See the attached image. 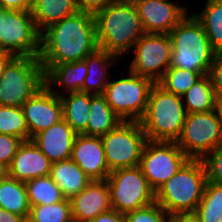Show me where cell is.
<instances>
[{
  "mask_svg": "<svg viewBox=\"0 0 222 222\" xmlns=\"http://www.w3.org/2000/svg\"><path fill=\"white\" fill-rule=\"evenodd\" d=\"M195 212L202 222H218L222 216V184L206 181L202 199Z\"/></svg>",
  "mask_w": 222,
  "mask_h": 222,
  "instance_id": "f546056e",
  "label": "cell"
},
{
  "mask_svg": "<svg viewBox=\"0 0 222 222\" xmlns=\"http://www.w3.org/2000/svg\"><path fill=\"white\" fill-rule=\"evenodd\" d=\"M186 116L182 97L155 83L149 93L146 111L139 122L148 140L176 142L182 133Z\"/></svg>",
  "mask_w": 222,
  "mask_h": 222,
  "instance_id": "277c9868",
  "label": "cell"
},
{
  "mask_svg": "<svg viewBox=\"0 0 222 222\" xmlns=\"http://www.w3.org/2000/svg\"><path fill=\"white\" fill-rule=\"evenodd\" d=\"M123 120L112 110L103 94H90L88 136L101 137L116 128Z\"/></svg>",
  "mask_w": 222,
  "mask_h": 222,
  "instance_id": "cb8c5ba5",
  "label": "cell"
},
{
  "mask_svg": "<svg viewBox=\"0 0 222 222\" xmlns=\"http://www.w3.org/2000/svg\"><path fill=\"white\" fill-rule=\"evenodd\" d=\"M84 60L87 64V76L82 87V92L93 95L104 94L106 85L111 79V76L109 77V67L115 63H119L120 59L98 48Z\"/></svg>",
  "mask_w": 222,
  "mask_h": 222,
  "instance_id": "44dd1931",
  "label": "cell"
},
{
  "mask_svg": "<svg viewBox=\"0 0 222 222\" xmlns=\"http://www.w3.org/2000/svg\"><path fill=\"white\" fill-rule=\"evenodd\" d=\"M23 216L0 208V222H21Z\"/></svg>",
  "mask_w": 222,
  "mask_h": 222,
  "instance_id": "b9f144b4",
  "label": "cell"
},
{
  "mask_svg": "<svg viewBox=\"0 0 222 222\" xmlns=\"http://www.w3.org/2000/svg\"><path fill=\"white\" fill-rule=\"evenodd\" d=\"M29 129L30 139L63 119L60 96L46 85L40 88L21 107Z\"/></svg>",
  "mask_w": 222,
  "mask_h": 222,
  "instance_id": "5bb4252c",
  "label": "cell"
},
{
  "mask_svg": "<svg viewBox=\"0 0 222 222\" xmlns=\"http://www.w3.org/2000/svg\"><path fill=\"white\" fill-rule=\"evenodd\" d=\"M113 0H76L77 8L80 12H87L95 15L103 10Z\"/></svg>",
  "mask_w": 222,
  "mask_h": 222,
  "instance_id": "74e56055",
  "label": "cell"
},
{
  "mask_svg": "<svg viewBox=\"0 0 222 222\" xmlns=\"http://www.w3.org/2000/svg\"><path fill=\"white\" fill-rule=\"evenodd\" d=\"M91 222H126L125 215L114 209L97 215Z\"/></svg>",
  "mask_w": 222,
  "mask_h": 222,
  "instance_id": "ab89813d",
  "label": "cell"
},
{
  "mask_svg": "<svg viewBox=\"0 0 222 222\" xmlns=\"http://www.w3.org/2000/svg\"><path fill=\"white\" fill-rule=\"evenodd\" d=\"M172 42L169 34L144 33L134 44L128 67L134 74L158 83L171 63Z\"/></svg>",
  "mask_w": 222,
  "mask_h": 222,
  "instance_id": "7c38bea8",
  "label": "cell"
},
{
  "mask_svg": "<svg viewBox=\"0 0 222 222\" xmlns=\"http://www.w3.org/2000/svg\"><path fill=\"white\" fill-rule=\"evenodd\" d=\"M111 198V208L127 213L155 202V191L150 187L140 166L119 168L106 179Z\"/></svg>",
  "mask_w": 222,
  "mask_h": 222,
  "instance_id": "ba28073f",
  "label": "cell"
},
{
  "mask_svg": "<svg viewBox=\"0 0 222 222\" xmlns=\"http://www.w3.org/2000/svg\"><path fill=\"white\" fill-rule=\"evenodd\" d=\"M77 133L62 119L46 130L36 134L32 140L52 162L71 158Z\"/></svg>",
  "mask_w": 222,
  "mask_h": 222,
  "instance_id": "d6986e66",
  "label": "cell"
},
{
  "mask_svg": "<svg viewBox=\"0 0 222 222\" xmlns=\"http://www.w3.org/2000/svg\"><path fill=\"white\" fill-rule=\"evenodd\" d=\"M52 162L42 153L32 139L19 146L8 167V176L26 182L50 175Z\"/></svg>",
  "mask_w": 222,
  "mask_h": 222,
  "instance_id": "ac0fdd59",
  "label": "cell"
},
{
  "mask_svg": "<svg viewBox=\"0 0 222 222\" xmlns=\"http://www.w3.org/2000/svg\"><path fill=\"white\" fill-rule=\"evenodd\" d=\"M22 142L17 136L0 134V163L8 168Z\"/></svg>",
  "mask_w": 222,
  "mask_h": 222,
  "instance_id": "d590c367",
  "label": "cell"
},
{
  "mask_svg": "<svg viewBox=\"0 0 222 222\" xmlns=\"http://www.w3.org/2000/svg\"><path fill=\"white\" fill-rule=\"evenodd\" d=\"M63 119L77 133L87 135L89 122L90 93L74 92L60 96Z\"/></svg>",
  "mask_w": 222,
  "mask_h": 222,
  "instance_id": "d4e9b609",
  "label": "cell"
},
{
  "mask_svg": "<svg viewBox=\"0 0 222 222\" xmlns=\"http://www.w3.org/2000/svg\"><path fill=\"white\" fill-rule=\"evenodd\" d=\"M0 4L8 10L32 11L34 0H0Z\"/></svg>",
  "mask_w": 222,
  "mask_h": 222,
  "instance_id": "f35d334b",
  "label": "cell"
},
{
  "mask_svg": "<svg viewBox=\"0 0 222 222\" xmlns=\"http://www.w3.org/2000/svg\"><path fill=\"white\" fill-rule=\"evenodd\" d=\"M29 216L34 222H74L67 198L55 204L31 206Z\"/></svg>",
  "mask_w": 222,
  "mask_h": 222,
  "instance_id": "1f68e13d",
  "label": "cell"
},
{
  "mask_svg": "<svg viewBox=\"0 0 222 222\" xmlns=\"http://www.w3.org/2000/svg\"><path fill=\"white\" fill-rule=\"evenodd\" d=\"M21 222H34L30 216L23 217Z\"/></svg>",
  "mask_w": 222,
  "mask_h": 222,
  "instance_id": "7dc6e473",
  "label": "cell"
},
{
  "mask_svg": "<svg viewBox=\"0 0 222 222\" xmlns=\"http://www.w3.org/2000/svg\"><path fill=\"white\" fill-rule=\"evenodd\" d=\"M15 56L9 52L0 51V77L7 66V64L14 58Z\"/></svg>",
  "mask_w": 222,
  "mask_h": 222,
  "instance_id": "7bdbcfd3",
  "label": "cell"
},
{
  "mask_svg": "<svg viewBox=\"0 0 222 222\" xmlns=\"http://www.w3.org/2000/svg\"><path fill=\"white\" fill-rule=\"evenodd\" d=\"M218 222H222V216L219 218Z\"/></svg>",
  "mask_w": 222,
  "mask_h": 222,
  "instance_id": "c3c4849f",
  "label": "cell"
},
{
  "mask_svg": "<svg viewBox=\"0 0 222 222\" xmlns=\"http://www.w3.org/2000/svg\"><path fill=\"white\" fill-rule=\"evenodd\" d=\"M217 99L222 98V54H217L209 74Z\"/></svg>",
  "mask_w": 222,
  "mask_h": 222,
  "instance_id": "8d00e7d4",
  "label": "cell"
},
{
  "mask_svg": "<svg viewBox=\"0 0 222 222\" xmlns=\"http://www.w3.org/2000/svg\"><path fill=\"white\" fill-rule=\"evenodd\" d=\"M169 222H202L199 215L195 212H180L169 215Z\"/></svg>",
  "mask_w": 222,
  "mask_h": 222,
  "instance_id": "60d3db41",
  "label": "cell"
},
{
  "mask_svg": "<svg viewBox=\"0 0 222 222\" xmlns=\"http://www.w3.org/2000/svg\"><path fill=\"white\" fill-rule=\"evenodd\" d=\"M8 11V9L4 8L1 4H0V27H1V21H3L4 15L5 13Z\"/></svg>",
  "mask_w": 222,
  "mask_h": 222,
  "instance_id": "bcb514c9",
  "label": "cell"
},
{
  "mask_svg": "<svg viewBox=\"0 0 222 222\" xmlns=\"http://www.w3.org/2000/svg\"><path fill=\"white\" fill-rule=\"evenodd\" d=\"M97 49L94 15L78 11L41 32L39 60L55 66L84 60Z\"/></svg>",
  "mask_w": 222,
  "mask_h": 222,
  "instance_id": "6da1fadb",
  "label": "cell"
},
{
  "mask_svg": "<svg viewBox=\"0 0 222 222\" xmlns=\"http://www.w3.org/2000/svg\"><path fill=\"white\" fill-rule=\"evenodd\" d=\"M8 175V168L0 163V180L4 179Z\"/></svg>",
  "mask_w": 222,
  "mask_h": 222,
  "instance_id": "f6af8a7d",
  "label": "cell"
},
{
  "mask_svg": "<svg viewBox=\"0 0 222 222\" xmlns=\"http://www.w3.org/2000/svg\"><path fill=\"white\" fill-rule=\"evenodd\" d=\"M173 68L209 74L217 53L211 46L201 23L191 13L188 14L169 33Z\"/></svg>",
  "mask_w": 222,
  "mask_h": 222,
  "instance_id": "3957f363",
  "label": "cell"
},
{
  "mask_svg": "<svg viewBox=\"0 0 222 222\" xmlns=\"http://www.w3.org/2000/svg\"><path fill=\"white\" fill-rule=\"evenodd\" d=\"M42 68L44 70L45 85L56 95L61 96L65 93L82 92V87L87 76V64L85 60L67 62L55 66H42ZM54 87L62 89L63 93L59 89L55 90Z\"/></svg>",
  "mask_w": 222,
  "mask_h": 222,
  "instance_id": "ffe728a7",
  "label": "cell"
},
{
  "mask_svg": "<svg viewBox=\"0 0 222 222\" xmlns=\"http://www.w3.org/2000/svg\"><path fill=\"white\" fill-rule=\"evenodd\" d=\"M145 33L170 31L187 15L188 9L171 0H132Z\"/></svg>",
  "mask_w": 222,
  "mask_h": 222,
  "instance_id": "9a60e30c",
  "label": "cell"
},
{
  "mask_svg": "<svg viewBox=\"0 0 222 222\" xmlns=\"http://www.w3.org/2000/svg\"><path fill=\"white\" fill-rule=\"evenodd\" d=\"M44 85L39 58L14 57L0 77V105L22 107Z\"/></svg>",
  "mask_w": 222,
  "mask_h": 222,
  "instance_id": "8992f818",
  "label": "cell"
},
{
  "mask_svg": "<svg viewBox=\"0 0 222 222\" xmlns=\"http://www.w3.org/2000/svg\"><path fill=\"white\" fill-rule=\"evenodd\" d=\"M192 14L204 28L214 51L222 54V0H206L203 9Z\"/></svg>",
  "mask_w": 222,
  "mask_h": 222,
  "instance_id": "83f0119b",
  "label": "cell"
},
{
  "mask_svg": "<svg viewBox=\"0 0 222 222\" xmlns=\"http://www.w3.org/2000/svg\"><path fill=\"white\" fill-rule=\"evenodd\" d=\"M24 183L30 206L55 204L65 199L61 189L50 175L34 178Z\"/></svg>",
  "mask_w": 222,
  "mask_h": 222,
  "instance_id": "f1b7e54d",
  "label": "cell"
},
{
  "mask_svg": "<svg viewBox=\"0 0 222 222\" xmlns=\"http://www.w3.org/2000/svg\"><path fill=\"white\" fill-rule=\"evenodd\" d=\"M189 159H202L222 144V125L216 109L187 113L182 133L176 141Z\"/></svg>",
  "mask_w": 222,
  "mask_h": 222,
  "instance_id": "30bf717a",
  "label": "cell"
},
{
  "mask_svg": "<svg viewBox=\"0 0 222 222\" xmlns=\"http://www.w3.org/2000/svg\"><path fill=\"white\" fill-rule=\"evenodd\" d=\"M188 160L176 142L148 140L139 166L150 187L156 192Z\"/></svg>",
  "mask_w": 222,
  "mask_h": 222,
  "instance_id": "4fadbf2b",
  "label": "cell"
},
{
  "mask_svg": "<svg viewBox=\"0 0 222 222\" xmlns=\"http://www.w3.org/2000/svg\"><path fill=\"white\" fill-rule=\"evenodd\" d=\"M0 134L30 140L29 129L21 107L0 105Z\"/></svg>",
  "mask_w": 222,
  "mask_h": 222,
  "instance_id": "4dcf8cb0",
  "label": "cell"
},
{
  "mask_svg": "<svg viewBox=\"0 0 222 222\" xmlns=\"http://www.w3.org/2000/svg\"><path fill=\"white\" fill-rule=\"evenodd\" d=\"M124 215L126 222H169V214L157 202Z\"/></svg>",
  "mask_w": 222,
  "mask_h": 222,
  "instance_id": "836d02e7",
  "label": "cell"
},
{
  "mask_svg": "<svg viewBox=\"0 0 222 222\" xmlns=\"http://www.w3.org/2000/svg\"><path fill=\"white\" fill-rule=\"evenodd\" d=\"M216 111L219 116L220 123L222 125V98L216 100Z\"/></svg>",
  "mask_w": 222,
  "mask_h": 222,
  "instance_id": "ee69618b",
  "label": "cell"
},
{
  "mask_svg": "<svg viewBox=\"0 0 222 222\" xmlns=\"http://www.w3.org/2000/svg\"><path fill=\"white\" fill-rule=\"evenodd\" d=\"M91 180H106L110 174L101 137L77 134L70 158Z\"/></svg>",
  "mask_w": 222,
  "mask_h": 222,
  "instance_id": "2e32d148",
  "label": "cell"
},
{
  "mask_svg": "<svg viewBox=\"0 0 222 222\" xmlns=\"http://www.w3.org/2000/svg\"><path fill=\"white\" fill-rule=\"evenodd\" d=\"M50 177L67 199L79 194L92 181L71 159L52 163Z\"/></svg>",
  "mask_w": 222,
  "mask_h": 222,
  "instance_id": "7402d4cb",
  "label": "cell"
},
{
  "mask_svg": "<svg viewBox=\"0 0 222 222\" xmlns=\"http://www.w3.org/2000/svg\"><path fill=\"white\" fill-rule=\"evenodd\" d=\"M201 161L205 168L206 180L222 184V144L206 154Z\"/></svg>",
  "mask_w": 222,
  "mask_h": 222,
  "instance_id": "e575fe53",
  "label": "cell"
},
{
  "mask_svg": "<svg viewBox=\"0 0 222 222\" xmlns=\"http://www.w3.org/2000/svg\"><path fill=\"white\" fill-rule=\"evenodd\" d=\"M98 48L120 60L145 33L132 0H113L94 15ZM127 53V54H126Z\"/></svg>",
  "mask_w": 222,
  "mask_h": 222,
  "instance_id": "7a4b0ae2",
  "label": "cell"
},
{
  "mask_svg": "<svg viewBox=\"0 0 222 222\" xmlns=\"http://www.w3.org/2000/svg\"><path fill=\"white\" fill-rule=\"evenodd\" d=\"M206 173L201 159H189L168 181L155 192V202L169 215L196 211L206 184Z\"/></svg>",
  "mask_w": 222,
  "mask_h": 222,
  "instance_id": "5b68a950",
  "label": "cell"
},
{
  "mask_svg": "<svg viewBox=\"0 0 222 222\" xmlns=\"http://www.w3.org/2000/svg\"><path fill=\"white\" fill-rule=\"evenodd\" d=\"M40 36L31 11L8 10L1 21L0 48L15 57L39 58Z\"/></svg>",
  "mask_w": 222,
  "mask_h": 222,
  "instance_id": "8fae6325",
  "label": "cell"
},
{
  "mask_svg": "<svg viewBox=\"0 0 222 222\" xmlns=\"http://www.w3.org/2000/svg\"><path fill=\"white\" fill-rule=\"evenodd\" d=\"M128 71L125 77L110 80L103 95L123 121L139 122L146 111L149 93L155 83L149 78Z\"/></svg>",
  "mask_w": 222,
  "mask_h": 222,
  "instance_id": "52a82bcc",
  "label": "cell"
},
{
  "mask_svg": "<svg viewBox=\"0 0 222 222\" xmlns=\"http://www.w3.org/2000/svg\"><path fill=\"white\" fill-rule=\"evenodd\" d=\"M202 75L199 72L169 67L158 82L166 91L182 96Z\"/></svg>",
  "mask_w": 222,
  "mask_h": 222,
  "instance_id": "d6a6232c",
  "label": "cell"
},
{
  "mask_svg": "<svg viewBox=\"0 0 222 222\" xmlns=\"http://www.w3.org/2000/svg\"><path fill=\"white\" fill-rule=\"evenodd\" d=\"M0 208L26 217L30 213V203L25 183L6 176L0 180Z\"/></svg>",
  "mask_w": 222,
  "mask_h": 222,
  "instance_id": "484cf974",
  "label": "cell"
},
{
  "mask_svg": "<svg viewBox=\"0 0 222 222\" xmlns=\"http://www.w3.org/2000/svg\"><path fill=\"white\" fill-rule=\"evenodd\" d=\"M101 140L110 171L138 166L148 141L137 121H122L116 128L101 136Z\"/></svg>",
  "mask_w": 222,
  "mask_h": 222,
  "instance_id": "9c48e42d",
  "label": "cell"
},
{
  "mask_svg": "<svg viewBox=\"0 0 222 222\" xmlns=\"http://www.w3.org/2000/svg\"><path fill=\"white\" fill-rule=\"evenodd\" d=\"M76 0H34L32 15L41 33L51 26L78 12Z\"/></svg>",
  "mask_w": 222,
  "mask_h": 222,
  "instance_id": "603a6c76",
  "label": "cell"
},
{
  "mask_svg": "<svg viewBox=\"0 0 222 222\" xmlns=\"http://www.w3.org/2000/svg\"><path fill=\"white\" fill-rule=\"evenodd\" d=\"M181 97L187 113L207 112L216 108L217 98L208 74L196 80Z\"/></svg>",
  "mask_w": 222,
  "mask_h": 222,
  "instance_id": "4316f807",
  "label": "cell"
},
{
  "mask_svg": "<svg viewBox=\"0 0 222 222\" xmlns=\"http://www.w3.org/2000/svg\"><path fill=\"white\" fill-rule=\"evenodd\" d=\"M74 222H91L100 213L111 209L110 190L106 180H92L70 199Z\"/></svg>",
  "mask_w": 222,
  "mask_h": 222,
  "instance_id": "e0dca14e",
  "label": "cell"
}]
</instances>
